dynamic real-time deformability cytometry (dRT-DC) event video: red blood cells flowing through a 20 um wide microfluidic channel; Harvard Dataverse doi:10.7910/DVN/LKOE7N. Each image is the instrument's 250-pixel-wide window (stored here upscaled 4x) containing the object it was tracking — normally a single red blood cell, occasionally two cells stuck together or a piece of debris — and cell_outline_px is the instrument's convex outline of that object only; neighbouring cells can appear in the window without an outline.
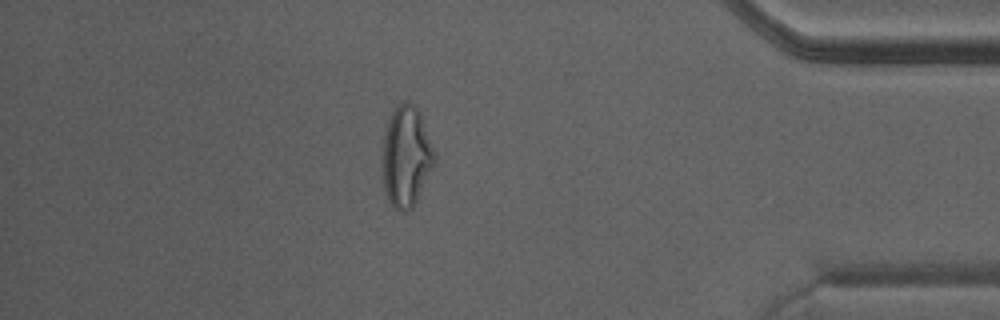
{"species": "Egyptian fruit bat (a non-hibernating species)", "species_latin": "Rousettus aegyptiacus", "temperature_condition": "warm", "stored_images_in_passage": 39, "camera_frame_rate_fps": 3000, "um_per_image_px": 0.085, "animal": {"sex": "male"}, "frame": {"image": 1, "passage_image": 34, "time_ms": 11.0, "image_size_px": [1000, 320], "cell_outline_px": [[436, 160], [412, 208], [404, 212], [400, 212], [392, 208], [384, 192], [384, 136], [388, 120], [392, 112], [404, 100], [408, 100], [416, 104], [420, 112], [436, 152]], "centroid_in_image_um": [34.55, 13.28], "position_along_channel_um": 400.6, "area_um2": 30.46}}